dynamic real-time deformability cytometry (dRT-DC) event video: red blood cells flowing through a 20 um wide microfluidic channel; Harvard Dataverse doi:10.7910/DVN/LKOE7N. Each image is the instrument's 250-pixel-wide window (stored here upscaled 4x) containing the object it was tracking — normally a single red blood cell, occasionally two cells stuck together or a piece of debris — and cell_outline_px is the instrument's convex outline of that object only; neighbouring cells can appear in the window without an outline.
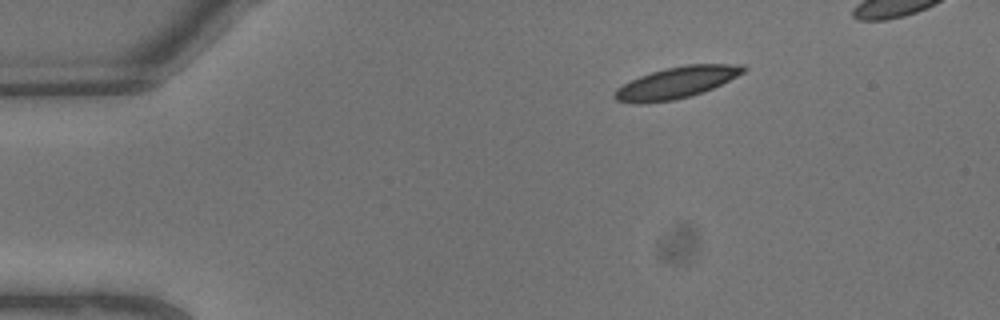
{"species": "common noctule bat (a hibernating species)", "species_latin": "Nyctalus noctula", "temperature_condition": "warm", "stored_images_in_passage": 5, "camera_frame_rate_fps": 3000, "um_per_image_px": 0.085, "animal": {"sex": "male", "body_mass_g": 13.3}, "frame": {"image": 1, "passage_image": 1, "time_ms": 0.0, "image_size_px": [1000, 320], "cell_outline_px": [[748, 68], [744, 72], [704, 92], [692, 96], [672, 100], [648, 104], [632, 104], [616, 100], [612, 96], [616, 88], [640, 76], [664, 68], [688, 64], [744, 64]], "centroid_in_image_um": [57.47, 7.04], "position_along_channel_um": 27.5, "area_um2": 23.76}}